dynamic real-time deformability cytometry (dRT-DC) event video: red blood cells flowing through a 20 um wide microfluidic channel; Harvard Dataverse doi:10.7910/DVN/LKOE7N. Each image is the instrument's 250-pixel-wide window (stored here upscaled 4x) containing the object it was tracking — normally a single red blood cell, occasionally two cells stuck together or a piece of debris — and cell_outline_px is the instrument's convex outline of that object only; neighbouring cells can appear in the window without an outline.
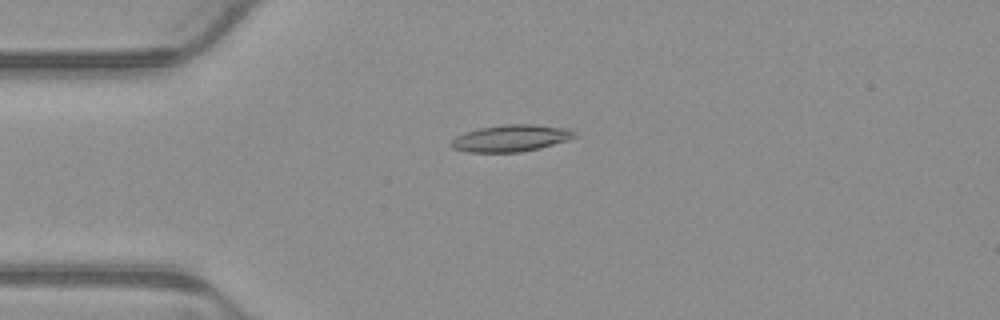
{"species": "common noctule bat (a hibernating species)", "species_latin": "Nyctalus noctula", "temperature_condition": "warm", "stored_images_in_passage": 5, "camera_frame_rate_fps": 3000, "um_per_image_px": 0.085, "animal": {"sex": "male", "body_mass_g": 23.1, "forearm_length_mm": 52.7}, "frame": {"image": 1, "passage_image": 1, "time_ms": 0.0, "image_size_px": [1000, 320], "cell_outline_px": [[580, 136], [568, 140], [540, 148], [520, 152], [468, 152], [452, 148], [448, 144], [456, 136], [464, 132], [480, 128], [504, 124], [536, 124], [572, 128]], "centroid_in_image_um": [43.48, 11.73], "position_along_channel_um": 41.5, "area_um2": 19.65}}
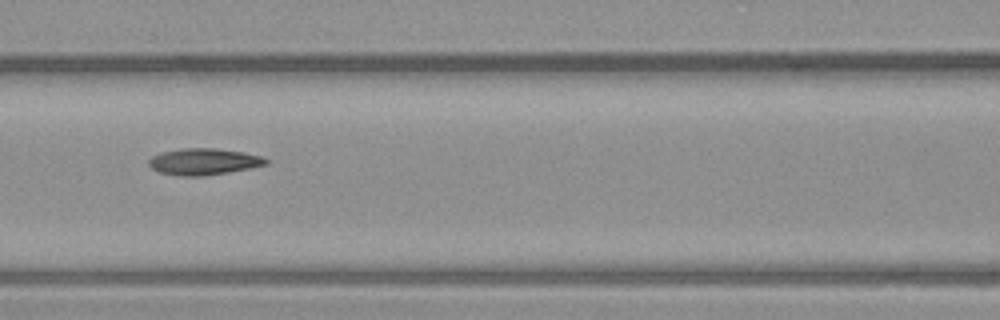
{"frame": {"image": 2, "passage_image": 4, "time_ms": 1.0, "image_size_px": [1000, 320], "cell_outline_px": [[268, 164], [252, 168], [204, 176], [180, 176], [160, 172], [152, 168], [148, 164], [148, 160], [152, 156], [160, 152], [180, 148], [216, 148], [244, 152], [260, 156], [268, 160]], "centroid_in_image_um": [17.31, 13.73], "position_along_channel_um": 149.3, "area_um2": 18.21}}
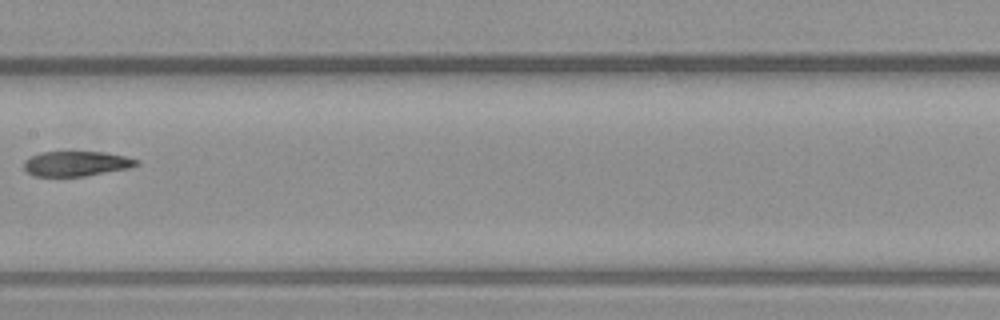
{"frame": {"image": 3, "passage_image": 5, "time_ms": 1.333, "image_size_px": [1000, 320], "cell_outline_px": [[140, 164], [128, 168], [84, 176], [36, 176], [28, 172], [24, 168], [24, 160], [40, 152], [104, 152], [124, 156], [140, 160]], "centroid_in_image_um": [6.5, 13.9], "position_along_channel_um": 200.9, "area_um2": 16.24}}